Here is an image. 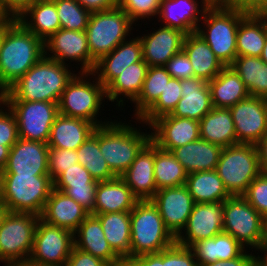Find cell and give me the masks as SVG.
Returning <instances> with one entry per match:
<instances>
[{
  "label": "cell",
  "mask_w": 267,
  "mask_h": 266,
  "mask_svg": "<svg viewBox=\"0 0 267 266\" xmlns=\"http://www.w3.org/2000/svg\"><path fill=\"white\" fill-rule=\"evenodd\" d=\"M44 55V42L28 31L17 19L3 24L0 94L20 79Z\"/></svg>",
  "instance_id": "6da1fadb"
},
{
  "label": "cell",
  "mask_w": 267,
  "mask_h": 266,
  "mask_svg": "<svg viewBox=\"0 0 267 266\" xmlns=\"http://www.w3.org/2000/svg\"><path fill=\"white\" fill-rule=\"evenodd\" d=\"M68 65L44 55L20 79L1 94V100L58 103L62 92L75 75L69 70Z\"/></svg>",
  "instance_id": "7a4b0ae2"
},
{
  "label": "cell",
  "mask_w": 267,
  "mask_h": 266,
  "mask_svg": "<svg viewBox=\"0 0 267 266\" xmlns=\"http://www.w3.org/2000/svg\"><path fill=\"white\" fill-rule=\"evenodd\" d=\"M245 15L225 2L214 0L202 17L205 30L201 26L196 30L224 66H230L237 57V30Z\"/></svg>",
  "instance_id": "3957f363"
},
{
  "label": "cell",
  "mask_w": 267,
  "mask_h": 266,
  "mask_svg": "<svg viewBox=\"0 0 267 266\" xmlns=\"http://www.w3.org/2000/svg\"><path fill=\"white\" fill-rule=\"evenodd\" d=\"M115 120L99 126V148L110 170L120 177L151 140V133Z\"/></svg>",
  "instance_id": "277c9868"
},
{
  "label": "cell",
  "mask_w": 267,
  "mask_h": 266,
  "mask_svg": "<svg viewBox=\"0 0 267 266\" xmlns=\"http://www.w3.org/2000/svg\"><path fill=\"white\" fill-rule=\"evenodd\" d=\"M52 189L50 175H0V202L7 211L41 216Z\"/></svg>",
  "instance_id": "5b68a950"
},
{
  "label": "cell",
  "mask_w": 267,
  "mask_h": 266,
  "mask_svg": "<svg viewBox=\"0 0 267 266\" xmlns=\"http://www.w3.org/2000/svg\"><path fill=\"white\" fill-rule=\"evenodd\" d=\"M130 258L158 253L176 242L151 200L138 201L130 211Z\"/></svg>",
  "instance_id": "8992f818"
},
{
  "label": "cell",
  "mask_w": 267,
  "mask_h": 266,
  "mask_svg": "<svg viewBox=\"0 0 267 266\" xmlns=\"http://www.w3.org/2000/svg\"><path fill=\"white\" fill-rule=\"evenodd\" d=\"M78 73L74 75L62 92L58 102L59 114L92 122L97 127L111 122H102L97 119L104 96L106 99L105 87L97 77L92 76L95 79L92 81L93 84L90 82L88 77L90 78L92 72Z\"/></svg>",
  "instance_id": "52a82bcc"
},
{
  "label": "cell",
  "mask_w": 267,
  "mask_h": 266,
  "mask_svg": "<svg viewBox=\"0 0 267 266\" xmlns=\"http://www.w3.org/2000/svg\"><path fill=\"white\" fill-rule=\"evenodd\" d=\"M134 22L120 7L91 12L85 33L91 58L97 62L131 34Z\"/></svg>",
  "instance_id": "ba28073f"
},
{
  "label": "cell",
  "mask_w": 267,
  "mask_h": 266,
  "mask_svg": "<svg viewBox=\"0 0 267 266\" xmlns=\"http://www.w3.org/2000/svg\"><path fill=\"white\" fill-rule=\"evenodd\" d=\"M216 171L232 196L243 195L262 173L256 145L238 143L223 148Z\"/></svg>",
  "instance_id": "9c48e42d"
},
{
  "label": "cell",
  "mask_w": 267,
  "mask_h": 266,
  "mask_svg": "<svg viewBox=\"0 0 267 266\" xmlns=\"http://www.w3.org/2000/svg\"><path fill=\"white\" fill-rule=\"evenodd\" d=\"M40 216L8 211L0 225V261L5 266L27 262Z\"/></svg>",
  "instance_id": "30bf717a"
},
{
  "label": "cell",
  "mask_w": 267,
  "mask_h": 266,
  "mask_svg": "<svg viewBox=\"0 0 267 266\" xmlns=\"http://www.w3.org/2000/svg\"><path fill=\"white\" fill-rule=\"evenodd\" d=\"M266 220L242 195L224 201L223 232L232 235L244 248L259 250Z\"/></svg>",
  "instance_id": "8fae6325"
},
{
  "label": "cell",
  "mask_w": 267,
  "mask_h": 266,
  "mask_svg": "<svg viewBox=\"0 0 267 266\" xmlns=\"http://www.w3.org/2000/svg\"><path fill=\"white\" fill-rule=\"evenodd\" d=\"M13 112L19 138L48 143L51 127L59 115L58 103L46 101H2Z\"/></svg>",
  "instance_id": "7c38bea8"
},
{
  "label": "cell",
  "mask_w": 267,
  "mask_h": 266,
  "mask_svg": "<svg viewBox=\"0 0 267 266\" xmlns=\"http://www.w3.org/2000/svg\"><path fill=\"white\" fill-rule=\"evenodd\" d=\"M73 247L72 231L48 224L39 218L28 261L38 265L64 266Z\"/></svg>",
  "instance_id": "4fadbf2b"
},
{
  "label": "cell",
  "mask_w": 267,
  "mask_h": 266,
  "mask_svg": "<svg viewBox=\"0 0 267 266\" xmlns=\"http://www.w3.org/2000/svg\"><path fill=\"white\" fill-rule=\"evenodd\" d=\"M229 110L238 143L256 145L267 132V99L249 96Z\"/></svg>",
  "instance_id": "5bb4252c"
},
{
  "label": "cell",
  "mask_w": 267,
  "mask_h": 266,
  "mask_svg": "<svg viewBox=\"0 0 267 266\" xmlns=\"http://www.w3.org/2000/svg\"><path fill=\"white\" fill-rule=\"evenodd\" d=\"M47 58L66 64L69 60L80 62L79 72H93L96 62L91 58L85 31L59 29L44 42ZM53 53L52 55L49 54ZM66 60V61H65Z\"/></svg>",
  "instance_id": "9a60e30c"
},
{
  "label": "cell",
  "mask_w": 267,
  "mask_h": 266,
  "mask_svg": "<svg viewBox=\"0 0 267 266\" xmlns=\"http://www.w3.org/2000/svg\"><path fill=\"white\" fill-rule=\"evenodd\" d=\"M151 201L166 228L177 238L186 227L195 204L186 185L159 189Z\"/></svg>",
  "instance_id": "2e32d148"
},
{
  "label": "cell",
  "mask_w": 267,
  "mask_h": 266,
  "mask_svg": "<svg viewBox=\"0 0 267 266\" xmlns=\"http://www.w3.org/2000/svg\"><path fill=\"white\" fill-rule=\"evenodd\" d=\"M223 208L224 202L195 203L183 230L185 232H181L176 242L190 247L199 240L213 238L222 233Z\"/></svg>",
  "instance_id": "e0dca14e"
},
{
  "label": "cell",
  "mask_w": 267,
  "mask_h": 266,
  "mask_svg": "<svg viewBox=\"0 0 267 266\" xmlns=\"http://www.w3.org/2000/svg\"><path fill=\"white\" fill-rule=\"evenodd\" d=\"M47 143L19 138L0 175H49Z\"/></svg>",
  "instance_id": "ac0fdd59"
},
{
  "label": "cell",
  "mask_w": 267,
  "mask_h": 266,
  "mask_svg": "<svg viewBox=\"0 0 267 266\" xmlns=\"http://www.w3.org/2000/svg\"><path fill=\"white\" fill-rule=\"evenodd\" d=\"M151 141L159 148L172 151L200 139L199 121L167 114L154 120L150 125Z\"/></svg>",
  "instance_id": "d6986e66"
},
{
  "label": "cell",
  "mask_w": 267,
  "mask_h": 266,
  "mask_svg": "<svg viewBox=\"0 0 267 266\" xmlns=\"http://www.w3.org/2000/svg\"><path fill=\"white\" fill-rule=\"evenodd\" d=\"M185 35L179 29L160 26L148 35L139 36L143 60L149 67L165 66L176 53L183 49Z\"/></svg>",
  "instance_id": "ffe728a7"
},
{
  "label": "cell",
  "mask_w": 267,
  "mask_h": 266,
  "mask_svg": "<svg viewBox=\"0 0 267 266\" xmlns=\"http://www.w3.org/2000/svg\"><path fill=\"white\" fill-rule=\"evenodd\" d=\"M120 177L139 201L153 198L157 192V186L154 176V143L151 140Z\"/></svg>",
  "instance_id": "44dd1931"
},
{
  "label": "cell",
  "mask_w": 267,
  "mask_h": 266,
  "mask_svg": "<svg viewBox=\"0 0 267 266\" xmlns=\"http://www.w3.org/2000/svg\"><path fill=\"white\" fill-rule=\"evenodd\" d=\"M213 1L201 0L200 6L196 0H161L158 12L159 20L164 22L163 26L179 29L186 35L196 32L200 26L198 23L202 20L201 17Z\"/></svg>",
  "instance_id": "7402d4cb"
},
{
  "label": "cell",
  "mask_w": 267,
  "mask_h": 266,
  "mask_svg": "<svg viewBox=\"0 0 267 266\" xmlns=\"http://www.w3.org/2000/svg\"><path fill=\"white\" fill-rule=\"evenodd\" d=\"M121 42L113 51L96 62L92 72L106 88L129 65L143 60L142 44L139 37Z\"/></svg>",
  "instance_id": "603a6c76"
},
{
  "label": "cell",
  "mask_w": 267,
  "mask_h": 266,
  "mask_svg": "<svg viewBox=\"0 0 267 266\" xmlns=\"http://www.w3.org/2000/svg\"><path fill=\"white\" fill-rule=\"evenodd\" d=\"M182 97L171 115L200 121L213 109L208 82L192 77L181 80Z\"/></svg>",
  "instance_id": "cb8c5ba5"
},
{
  "label": "cell",
  "mask_w": 267,
  "mask_h": 266,
  "mask_svg": "<svg viewBox=\"0 0 267 266\" xmlns=\"http://www.w3.org/2000/svg\"><path fill=\"white\" fill-rule=\"evenodd\" d=\"M74 246L102 259L109 266H118L122 261L105 239L100 220L92 214H89L74 232Z\"/></svg>",
  "instance_id": "d4e9b609"
},
{
  "label": "cell",
  "mask_w": 267,
  "mask_h": 266,
  "mask_svg": "<svg viewBox=\"0 0 267 266\" xmlns=\"http://www.w3.org/2000/svg\"><path fill=\"white\" fill-rule=\"evenodd\" d=\"M90 213L64 192L52 189L40 218L73 233Z\"/></svg>",
  "instance_id": "484cf974"
},
{
  "label": "cell",
  "mask_w": 267,
  "mask_h": 266,
  "mask_svg": "<svg viewBox=\"0 0 267 266\" xmlns=\"http://www.w3.org/2000/svg\"><path fill=\"white\" fill-rule=\"evenodd\" d=\"M138 201L121 177L98 182L94 214L130 212Z\"/></svg>",
  "instance_id": "4316f807"
},
{
  "label": "cell",
  "mask_w": 267,
  "mask_h": 266,
  "mask_svg": "<svg viewBox=\"0 0 267 266\" xmlns=\"http://www.w3.org/2000/svg\"><path fill=\"white\" fill-rule=\"evenodd\" d=\"M97 126L89 121L59 114L50 132L47 145L67 150H77L95 131Z\"/></svg>",
  "instance_id": "83f0119b"
},
{
  "label": "cell",
  "mask_w": 267,
  "mask_h": 266,
  "mask_svg": "<svg viewBox=\"0 0 267 266\" xmlns=\"http://www.w3.org/2000/svg\"><path fill=\"white\" fill-rule=\"evenodd\" d=\"M222 147L206 140L198 139L194 142L177 147L171 152L186 172H201L216 170Z\"/></svg>",
  "instance_id": "f1b7e54d"
},
{
  "label": "cell",
  "mask_w": 267,
  "mask_h": 266,
  "mask_svg": "<svg viewBox=\"0 0 267 266\" xmlns=\"http://www.w3.org/2000/svg\"><path fill=\"white\" fill-rule=\"evenodd\" d=\"M183 50L190 59L194 77L211 81L225 67L196 32L185 35Z\"/></svg>",
  "instance_id": "f546056e"
},
{
  "label": "cell",
  "mask_w": 267,
  "mask_h": 266,
  "mask_svg": "<svg viewBox=\"0 0 267 266\" xmlns=\"http://www.w3.org/2000/svg\"><path fill=\"white\" fill-rule=\"evenodd\" d=\"M213 107L230 108L250 96L244 82L231 66L208 82Z\"/></svg>",
  "instance_id": "4dcf8cb0"
},
{
  "label": "cell",
  "mask_w": 267,
  "mask_h": 266,
  "mask_svg": "<svg viewBox=\"0 0 267 266\" xmlns=\"http://www.w3.org/2000/svg\"><path fill=\"white\" fill-rule=\"evenodd\" d=\"M17 20L43 42L61 28L56 6L52 0H36Z\"/></svg>",
  "instance_id": "1f68e13d"
},
{
  "label": "cell",
  "mask_w": 267,
  "mask_h": 266,
  "mask_svg": "<svg viewBox=\"0 0 267 266\" xmlns=\"http://www.w3.org/2000/svg\"><path fill=\"white\" fill-rule=\"evenodd\" d=\"M200 138L226 148L238 144L229 108H216L199 121Z\"/></svg>",
  "instance_id": "d6a6232c"
},
{
  "label": "cell",
  "mask_w": 267,
  "mask_h": 266,
  "mask_svg": "<svg viewBox=\"0 0 267 266\" xmlns=\"http://www.w3.org/2000/svg\"><path fill=\"white\" fill-rule=\"evenodd\" d=\"M199 265L239 257L245 248L230 234L220 233L213 238L199 240L189 247Z\"/></svg>",
  "instance_id": "836d02e7"
},
{
  "label": "cell",
  "mask_w": 267,
  "mask_h": 266,
  "mask_svg": "<svg viewBox=\"0 0 267 266\" xmlns=\"http://www.w3.org/2000/svg\"><path fill=\"white\" fill-rule=\"evenodd\" d=\"M148 67L144 60L129 65L105 88L106 99L109 102H118L116 104L118 107L123 106L125 101L123 97L130 99L133 103L142 90Z\"/></svg>",
  "instance_id": "e575fe53"
},
{
  "label": "cell",
  "mask_w": 267,
  "mask_h": 266,
  "mask_svg": "<svg viewBox=\"0 0 267 266\" xmlns=\"http://www.w3.org/2000/svg\"><path fill=\"white\" fill-rule=\"evenodd\" d=\"M93 215L100 220L105 239L108 241L112 250L122 260L130 258V212H113Z\"/></svg>",
  "instance_id": "d590c367"
},
{
  "label": "cell",
  "mask_w": 267,
  "mask_h": 266,
  "mask_svg": "<svg viewBox=\"0 0 267 266\" xmlns=\"http://www.w3.org/2000/svg\"><path fill=\"white\" fill-rule=\"evenodd\" d=\"M267 37V18L246 14L237 30V56L260 57Z\"/></svg>",
  "instance_id": "8d00e7d4"
},
{
  "label": "cell",
  "mask_w": 267,
  "mask_h": 266,
  "mask_svg": "<svg viewBox=\"0 0 267 266\" xmlns=\"http://www.w3.org/2000/svg\"><path fill=\"white\" fill-rule=\"evenodd\" d=\"M185 185L195 203L224 202L232 196L216 170L189 173Z\"/></svg>",
  "instance_id": "74e56055"
},
{
  "label": "cell",
  "mask_w": 267,
  "mask_h": 266,
  "mask_svg": "<svg viewBox=\"0 0 267 266\" xmlns=\"http://www.w3.org/2000/svg\"><path fill=\"white\" fill-rule=\"evenodd\" d=\"M230 66L244 82L250 96L267 99V64L260 57L237 56Z\"/></svg>",
  "instance_id": "f35d334b"
},
{
  "label": "cell",
  "mask_w": 267,
  "mask_h": 266,
  "mask_svg": "<svg viewBox=\"0 0 267 266\" xmlns=\"http://www.w3.org/2000/svg\"><path fill=\"white\" fill-rule=\"evenodd\" d=\"M154 176L157 190L186 184L188 173L171 151L154 144Z\"/></svg>",
  "instance_id": "ab89813d"
},
{
  "label": "cell",
  "mask_w": 267,
  "mask_h": 266,
  "mask_svg": "<svg viewBox=\"0 0 267 266\" xmlns=\"http://www.w3.org/2000/svg\"><path fill=\"white\" fill-rule=\"evenodd\" d=\"M78 163L86 168L98 181H107L117 176L110 170L99 148V126L94 133L76 150Z\"/></svg>",
  "instance_id": "60d3db41"
},
{
  "label": "cell",
  "mask_w": 267,
  "mask_h": 266,
  "mask_svg": "<svg viewBox=\"0 0 267 266\" xmlns=\"http://www.w3.org/2000/svg\"><path fill=\"white\" fill-rule=\"evenodd\" d=\"M171 75L164 66L148 67L142 90L135 104V119H139L159 98Z\"/></svg>",
  "instance_id": "b9f144b4"
},
{
  "label": "cell",
  "mask_w": 267,
  "mask_h": 266,
  "mask_svg": "<svg viewBox=\"0 0 267 266\" xmlns=\"http://www.w3.org/2000/svg\"><path fill=\"white\" fill-rule=\"evenodd\" d=\"M181 91V80L171 77L158 100L136 120L149 126L157 118L171 114L182 97Z\"/></svg>",
  "instance_id": "7bdbcfd3"
},
{
  "label": "cell",
  "mask_w": 267,
  "mask_h": 266,
  "mask_svg": "<svg viewBox=\"0 0 267 266\" xmlns=\"http://www.w3.org/2000/svg\"><path fill=\"white\" fill-rule=\"evenodd\" d=\"M55 3L61 29L85 31L91 12L77 0H52Z\"/></svg>",
  "instance_id": "ee69618b"
},
{
  "label": "cell",
  "mask_w": 267,
  "mask_h": 266,
  "mask_svg": "<svg viewBox=\"0 0 267 266\" xmlns=\"http://www.w3.org/2000/svg\"><path fill=\"white\" fill-rule=\"evenodd\" d=\"M90 172L81 164H74L73 167L66 169L54 181L55 189H80L88 188V185H97Z\"/></svg>",
  "instance_id": "f6af8a7d"
},
{
  "label": "cell",
  "mask_w": 267,
  "mask_h": 266,
  "mask_svg": "<svg viewBox=\"0 0 267 266\" xmlns=\"http://www.w3.org/2000/svg\"><path fill=\"white\" fill-rule=\"evenodd\" d=\"M267 221V173H261L242 195Z\"/></svg>",
  "instance_id": "bcb514c9"
},
{
  "label": "cell",
  "mask_w": 267,
  "mask_h": 266,
  "mask_svg": "<svg viewBox=\"0 0 267 266\" xmlns=\"http://www.w3.org/2000/svg\"><path fill=\"white\" fill-rule=\"evenodd\" d=\"M161 0H118V7L123 9L135 23L138 20L157 16Z\"/></svg>",
  "instance_id": "7dc6e473"
},
{
  "label": "cell",
  "mask_w": 267,
  "mask_h": 266,
  "mask_svg": "<svg viewBox=\"0 0 267 266\" xmlns=\"http://www.w3.org/2000/svg\"><path fill=\"white\" fill-rule=\"evenodd\" d=\"M78 163L76 150L60 149L49 147L48 151V170L49 175L54 181L66 169Z\"/></svg>",
  "instance_id": "c3c4849f"
},
{
  "label": "cell",
  "mask_w": 267,
  "mask_h": 266,
  "mask_svg": "<svg viewBox=\"0 0 267 266\" xmlns=\"http://www.w3.org/2000/svg\"><path fill=\"white\" fill-rule=\"evenodd\" d=\"M18 139L19 133L15 115L7 105L4 106V103L0 99V143L11 148Z\"/></svg>",
  "instance_id": "681fc988"
},
{
  "label": "cell",
  "mask_w": 267,
  "mask_h": 266,
  "mask_svg": "<svg viewBox=\"0 0 267 266\" xmlns=\"http://www.w3.org/2000/svg\"><path fill=\"white\" fill-rule=\"evenodd\" d=\"M163 266H199L192 250L175 242L163 250Z\"/></svg>",
  "instance_id": "f907efd6"
},
{
  "label": "cell",
  "mask_w": 267,
  "mask_h": 266,
  "mask_svg": "<svg viewBox=\"0 0 267 266\" xmlns=\"http://www.w3.org/2000/svg\"><path fill=\"white\" fill-rule=\"evenodd\" d=\"M164 67L172 78L182 80L194 77L190 59L183 49L176 53Z\"/></svg>",
  "instance_id": "816d5d0a"
},
{
  "label": "cell",
  "mask_w": 267,
  "mask_h": 266,
  "mask_svg": "<svg viewBox=\"0 0 267 266\" xmlns=\"http://www.w3.org/2000/svg\"><path fill=\"white\" fill-rule=\"evenodd\" d=\"M97 185H88V188L80 189H56L64 192L75 202L84 207L90 214H94L95 191Z\"/></svg>",
  "instance_id": "f5cc1de1"
},
{
  "label": "cell",
  "mask_w": 267,
  "mask_h": 266,
  "mask_svg": "<svg viewBox=\"0 0 267 266\" xmlns=\"http://www.w3.org/2000/svg\"><path fill=\"white\" fill-rule=\"evenodd\" d=\"M64 266H109L100 258L82 251L75 246L72 248L71 254Z\"/></svg>",
  "instance_id": "db71d44e"
},
{
  "label": "cell",
  "mask_w": 267,
  "mask_h": 266,
  "mask_svg": "<svg viewBox=\"0 0 267 266\" xmlns=\"http://www.w3.org/2000/svg\"><path fill=\"white\" fill-rule=\"evenodd\" d=\"M118 266H163V250L122 260Z\"/></svg>",
  "instance_id": "11a10c76"
},
{
  "label": "cell",
  "mask_w": 267,
  "mask_h": 266,
  "mask_svg": "<svg viewBox=\"0 0 267 266\" xmlns=\"http://www.w3.org/2000/svg\"><path fill=\"white\" fill-rule=\"evenodd\" d=\"M267 0H225L224 2L245 14H256Z\"/></svg>",
  "instance_id": "9f6ffc18"
},
{
  "label": "cell",
  "mask_w": 267,
  "mask_h": 266,
  "mask_svg": "<svg viewBox=\"0 0 267 266\" xmlns=\"http://www.w3.org/2000/svg\"><path fill=\"white\" fill-rule=\"evenodd\" d=\"M246 250L239 256L231 260L215 261L199 266H255L256 256L247 254Z\"/></svg>",
  "instance_id": "6f0895ef"
},
{
  "label": "cell",
  "mask_w": 267,
  "mask_h": 266,
  "mask_svg": "<svg viewBox=\"0 0 267 266\" xmlns=\"http://www.w3.org/2000/svg\"><path fill=\"white\" fill-rule=\"evenodd\" d=\"M36 0H1L4 8L17 19Z\"/></svg>",
  "instance_id": "680465c9"
},
{
  "label": "cell",
  "mask_w": 267,
  "mask_h": 266,
  "mask_svg": "<svg viewBox=\"0 0 267 266\" xmlns=\"http://www.w3.org/2000/svg\"><path fill=\"white\" fill-rule=\"evenodd\" d=\"M84 9L90 12L109 10L117 7L118 0H77Z\"/></svg>",
  "instance_id": "91938a15"
},
{
  "label": "cell",
  "mask_w": 267,
  "mask_h": 266,
  "mask_svg": "<svg viewBox=\"0 0 267 266\" xmlns=\"http://www.w3.org/2000/svg\"><path fill=\"white\" fill-rule=\"evenodd\" d=\"M260 168L263 173H267V132L264 134L263 138L256 144Z\"/></svg>",
  "instance_id": "94428289"
},
{
  "label": "cell",
  "mask_w": 267,
  "mask_h": 266,
  "mask_svg": "<svg viewBox=\"0 0 267 266\" xmlns=\"http://www.w3.org/2000/svg\"><path fill=\"white\" fill-rule=\"evenodd\" d=\"M262 254L264 252V255L259 257V255L256 257V262H267V221L264 226V233H263V240L260 249L258 250Z\"/></svg>",
  "instance_id": "6125c7cd"
},
{
  "label": "cell",
  "mask_w": 267,
  "mask_h": 266,
  "mask_svg": "<svg viewBox=\"0 0 267 266\" xmlns=\"http://www.w3.org/2000/svg\"><path fill=\"white\" fill-rule=\"evenodd\" d=\"M9 152H10V148L0 143V174L3 172L6 166Z\"/></svg>",
  "instance_id": "be15d7a7"
},
{
  "label": "cell",
  "mask_w": 267,
  "mask_h": 266,
  "mask_svg": "<svg viewBox=\"0 0 267 266\" xmlns=\"http://www.w3.org/2000/svg\"><path fill=\"white\" fill-rule=\"evenodd\" d=\"M13 20L14 18L7 12L0 0V24L10 23Z\"/></svg>",
  "instance_id": "e7e4bbea"
},
{
  "label": "cell",
  "mask_w": 267,
  "mask_h": 266,
  "mask_svg": "<svg viewBox=\"0 0 267 266\" xmlns=\"http://www.w3.org/2000/svg\"><path fill=\"white\" fill-rule=\"evenodd\" d=\"M260 58L265 64H267V37H266L264 48H263Z\"/></svg>",
  "instance_id": "03108f58"
},
{
  "label": "cell",
  "mask_w": 267,
  "mask_h": 266,
  "mask_svg": "<svg viewBox=\"0 0 267 266\" xmlns=\"http://www.w3.org/2000/svg\"><path fill=\"white\" fill-rule=\"evenodd\" d=\"M7 212H8L7 209L0 202V225H1V222H2L4 216L6 215Z\"/></svg>",
  "instance_id": "003e7915"
},
{
  "label": "cell",
  "mask_w": 267,
  "mask_h": 266,
  "mask_svg": "<svg viewBox=\"0 0 267 266\" xmlns=\"http://www.w3.org/2000/svg\"><path fill=\"white\" fill-rule=\"evenodd\" d=\"M256 14L267 18V1L265 5Z\"/></svg>",
  "instance_id": "a7ac6f4b"
},
{
  "label": "cell",
  "mask_w": 267,
  "mask_h": 266,
  "mask_svg": "<svg viewBox=\"0 0 267 266\" xmlns=\"http://www.w3.org/2000/svg\"><path fill=\"white\" fill-rule=\"evenodd\" d=\"M16 266H49V265H38V264L31 263V262L27 261V262L18 264V265H16Z\"/></svg>",
  "instance_id": "89a4df30"
},
{
  "label": "cell",
  "mask_w": 267,
  "mask_h": 266,
  "mask_svg": "<svg viewBox=\"0 0 267 266\" xmlns=\"http://www.w3.org/2000/svg\"><path fill=\"white\" fill-rule=\"evenodd\" d=\"M3 44V24H0V50Z\"/></svg>",
  "instance_id": "2644e50d"
},
{
  "label": "cell",
  "mask_w": 267,
  "mask_h": 266,
  "mask_svg": "<svg viewBox=\"0 0 267 266\" xmlns=\"http://www.w3.org/2000/svg\"><path fill=\"white\" fill-rule=\"evenodd\" d=\"M255 266H267V262H255Z\"/></svg>",
  "instance_id": "8c879c8a"
},
{
  "label": "cell",
  "mask_w": 267,
  "mask_h": 266,
  "mask_svg": "<svg viewBox=\"0 0 267 266\" xmlns=\"http://www.w3.org/2000/svg\"><path fill=\"white\" fill-rule=\"evenodd\" d=\"M215 1H218V2H224L225 0H215Z\"/></svg>",
  "instance_id": "753ad0ef"
}]
</instances>
